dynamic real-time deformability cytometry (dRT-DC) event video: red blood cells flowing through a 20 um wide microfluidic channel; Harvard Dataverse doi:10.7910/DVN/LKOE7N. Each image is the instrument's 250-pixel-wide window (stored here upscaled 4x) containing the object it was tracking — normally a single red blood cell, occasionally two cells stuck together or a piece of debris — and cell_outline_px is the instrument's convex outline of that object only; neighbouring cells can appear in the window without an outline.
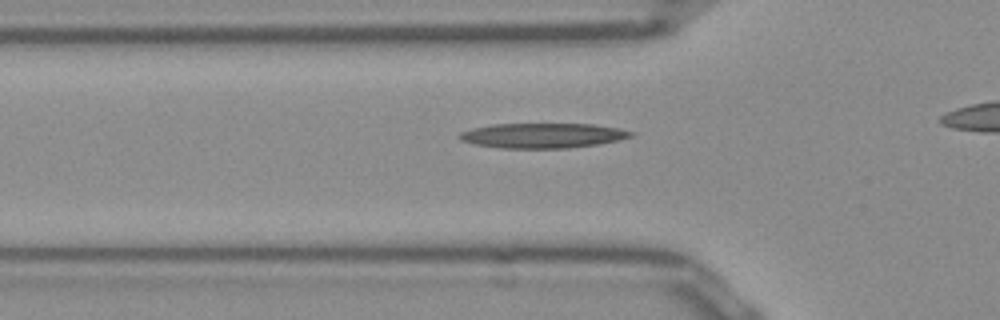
{"species": "Egyptian fruit bat (a non-hibernating species)", "species_latin": "Rousettus aegyptiacus", "temperature_condition": "room temperature", "stored_images_in_passage": 32, "camera_frame_rate_fps": 3000, "um_per_image_px": 0.085, "frame": {"image": 1, "passage_image": 2, "time_ms": 0.333, "image_size_px": [1000, 320], "cell_outline_px": [[636, 132], [632, 136], [616, 140], [596, 144], [568, 148], [500, 148], [476, 144], [460, 140], [456, 136], [460, 132], [472, 128], [492, 124], [592, 124], [620, 128]], "centroid_in_image_um": [46.1, 11.51], "position_along_channel_um": 79.7, "area_um2": 24.85}}
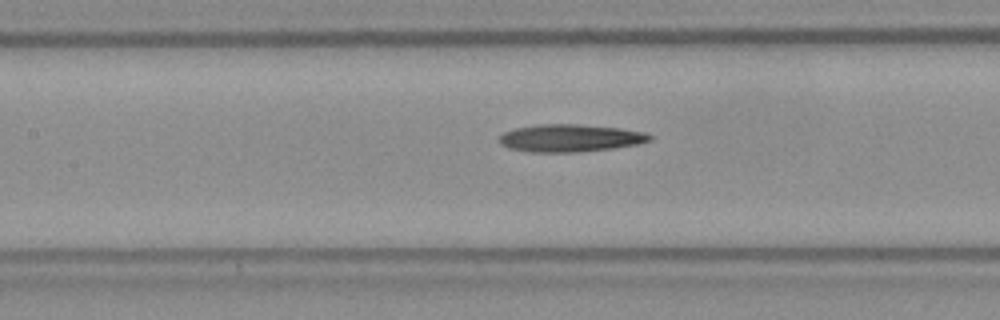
{"frame": {"image": 2, "passage_image": 8, "time_ms": 2.333, "image_size_px": [1000, 320], "cell_outline_px": [[656, 136], [652, 140], [636, 144], [612, 148], [572, 152], [532, 152], [508, 148], [500, 144], [496, 140], [504, 132], [516, 128], [536, 124], [580, 124], [620, 128], [644, 132]], "centroid_in_image_um": [48.45, 11.72], "position_along_channel_um": 159.0, "area_um2": 24.22}}
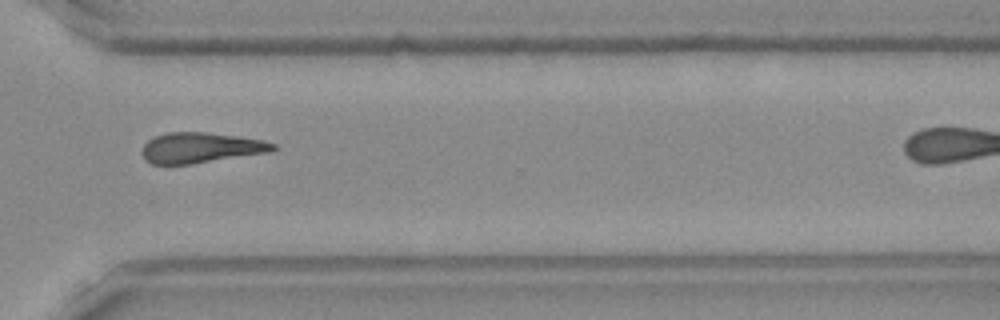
{"frame": {"image": 3, "passage_image": 23, "time_ms": 7.333, "image_size_px": [1000, 320], "cell_outline_px": [[280, 148], [272, 152], [192, 164], [152, 164], [144, 160], [140, 152], [144, 144], [148, 140], [156, 136], [168, 132], [204, 132], [236, 136], [264, 140], [276, 144]], "centroid_in_image_um": [17.09, 12.57], "position_along_channel_um": 353.5, "area_um2": 23.52}}